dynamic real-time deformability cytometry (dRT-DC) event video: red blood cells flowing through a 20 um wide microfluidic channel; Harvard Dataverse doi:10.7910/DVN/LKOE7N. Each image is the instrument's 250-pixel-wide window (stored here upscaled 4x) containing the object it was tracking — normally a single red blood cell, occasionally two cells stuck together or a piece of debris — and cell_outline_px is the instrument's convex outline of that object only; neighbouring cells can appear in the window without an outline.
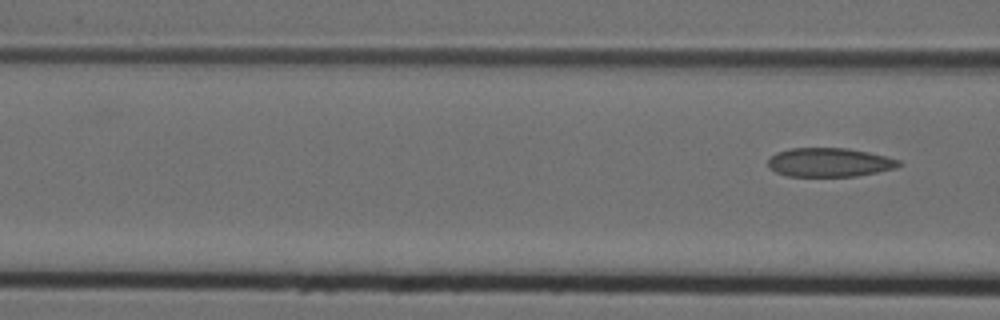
{"species": "Egyptian fruit bat (a non-hibernating species)", "species_latin": "Rousettus aegyptiacus", "temperature_condition": "cold", "stored_images_in_passage": 3, "segment_of_instrument_passage": [2, 2], "camera_frame_rate_fps": 3000, "um_per_image_px": 0.085, "animal": {"sex": "female"}, "frame": {"image": 1, "passage_image": 3, "time_ms": 0.667, "image_size_px": [1000, 320], "cell_outline_px": [[904, 164], [896, 168], [856, 176], [788, 176], [776, 172], [768, 164], [768, 160], [776, 152], [788, 148], [848, 148], [868, 152], [900, 160]], "centroid_in_image_um": [70.52, 13.79], "position_along_channel_um": 96.1, "area_um2": 21.96}}